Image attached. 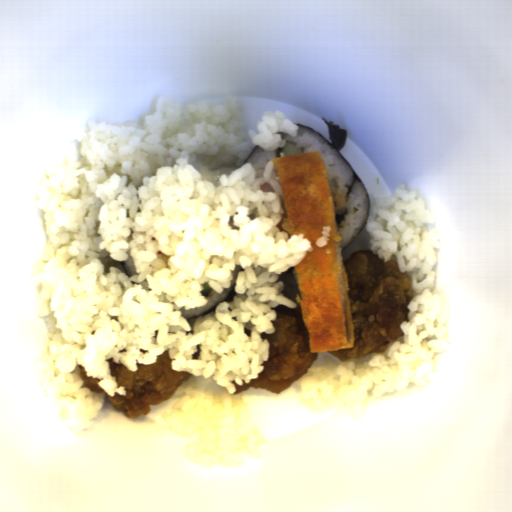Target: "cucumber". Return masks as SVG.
<instances>
[{
  "instance_id": "1",
  "label": "cucumber",
  "mask_w": 512,
  "mask_h": 512,
  "mask_svg": "<svg viewBox=\"0 0 512 512\" xmlns=\"http://www.w3.org/2000/svg\"><path fill=\"white\" fill-rule=\"evenodd\" d=\"M301 154V150L299 147L292 145L286 142L284 148H279L277 155L279 156H287V155H296Z\"/></svg>"
},
{
  "instance_id": "2",
  "label": "cucumber",
  "mask_w": 512,
  "mask_h": 512,
  "mask_svg": "<svg viewBox=\"0 0 512 512\" xmlns=\"http://www.w3.org/2000/svg\"><path fill=\"white\" fill-rule=\"evenodd\" d=\"M211 289L212 288L209 286V284L207 282L203 283V289H202L203 295L208 294L211 291Z\"/></svg>"
}]
</instances>
